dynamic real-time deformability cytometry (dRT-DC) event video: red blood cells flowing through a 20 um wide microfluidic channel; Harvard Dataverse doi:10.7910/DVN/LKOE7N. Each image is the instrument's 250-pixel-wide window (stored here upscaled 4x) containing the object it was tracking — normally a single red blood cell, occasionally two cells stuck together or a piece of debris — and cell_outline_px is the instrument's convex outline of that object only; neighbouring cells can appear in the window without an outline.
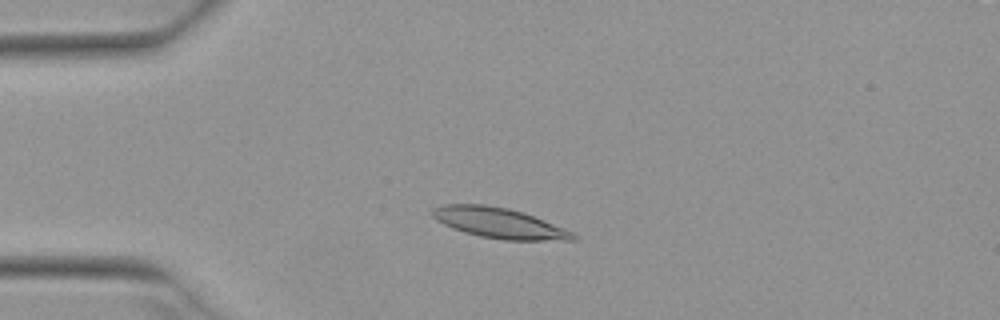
{"species": "Egyptian fruit bat (a non-hibernating species)", "species_latin": "Rousettus aegyptiacus", "temperature_condition": "warm", "stored_images_in_passage": 43, "camera_frame_rate_fps": 3000, "um_per_image_px": 0.085, "animal": {"sex": "female"}, "frame": {"image": 1, "passage_image": 4, "time_ms": 1.0, "image_size_px": [1000, 320], "cell_outline_px": [[580, 236], [576, 240], [504, 240], [480, 236], [464, 232], [452, 228], [436, 220], [432, 216], [432, 208], [444, 204], [484, 204], [508, 208], [532, 216], [572, 232]], "centroid_in_image_um": [42.39, 18.96], "position_along_channel_um": 42.6, "area_um2": 24.62}}
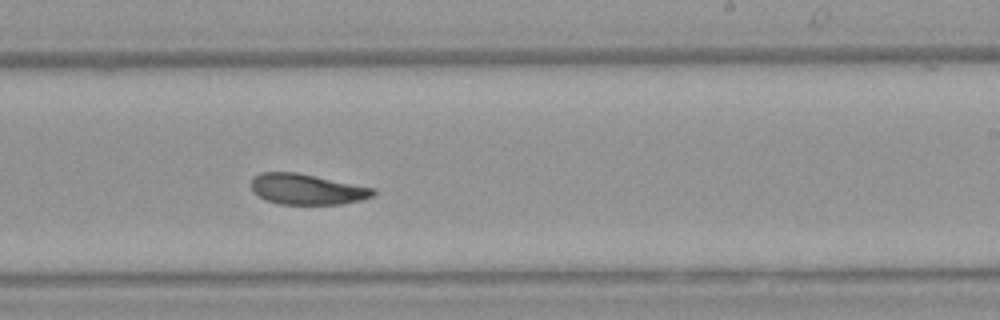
{"frame": {"image": 2, "passage_image": 23, "time_ms": 7.333, "image_size_px": [1000, 320], "cell_outline_px": [[376, 192], [372, 196], [360, 200], [340, 204], [280, 204], [264, 200], [252, 192], [252, 180], [260, 172], [296, 172], [376, 188]], "centroid_in_image_um": [26.08, 16.08], "position_along_channel_um": 262.9, "area_um2": 21.79}}
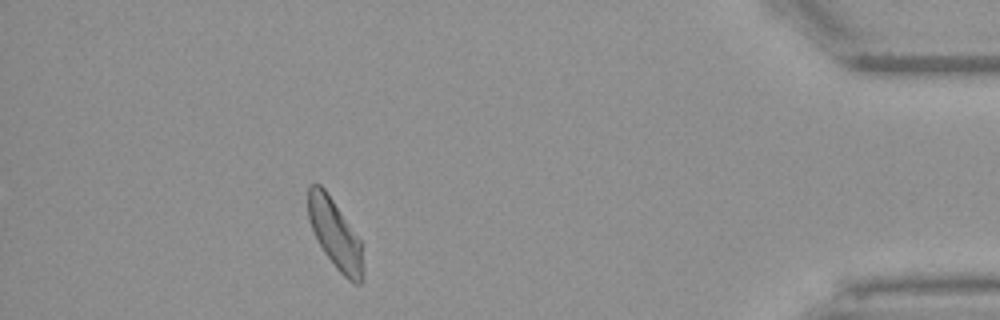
{"frame": {"image": 3, "passage_image": 38, "time_ms": 12.333, "image_size_px": [1000, 320], "cell_outline_px": [[364, 276], [360, 284], [352, 284], [336, 268], [324, 252], [312, 228], [308, 216], [308, 184], [320, 184], [324, 188], [360, 240], [364, 268]], "centroid_in_image_um": [28.5, 19.94], "position_along_channel_um": 406.7, "area_um2": 21.85}, "authors_computed_cell_mechanics": {"area_um2": 22.7732, "velocity_mm_per_s": 3.9042, "shape_relaxation_time_tau1_ms": 6.5109, "shape_relaxation_time_tau2_ms": 3.4912, "deformation_change_tau1": 0.1625, "deformation_change_tau2": 0.102}}